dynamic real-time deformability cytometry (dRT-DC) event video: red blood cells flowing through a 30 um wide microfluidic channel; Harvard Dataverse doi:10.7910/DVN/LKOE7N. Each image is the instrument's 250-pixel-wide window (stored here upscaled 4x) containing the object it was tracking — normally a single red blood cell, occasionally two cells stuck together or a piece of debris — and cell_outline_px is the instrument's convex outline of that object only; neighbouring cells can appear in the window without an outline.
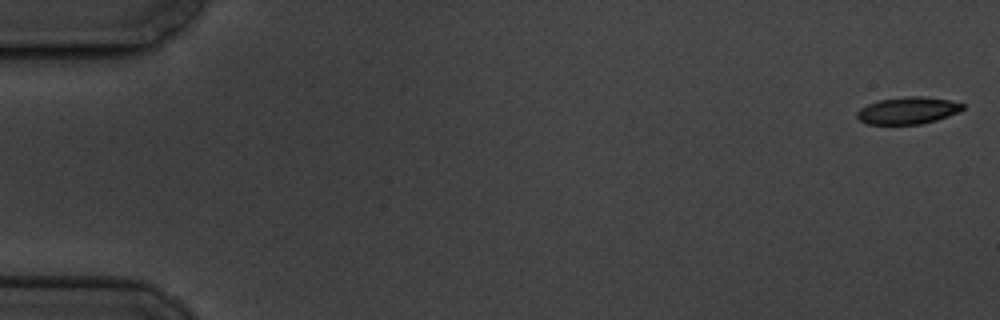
{"species": "common noctule bat (a hibernating species)", "species_latin": "Nyctalus noctula", "temperature_condition": "cold", "stored_images_in_passage": 6, "camera_frame_rate_fps": 3000, "um_per_image_px": 0.085, "animal": {"sex": "male", "body_mass_g": 19.5, "forearm_length_mm": 54.6}, "frame": {"image": 1, "passage_image": 1, "time_ms": 0.0, "image_size_px": [1000, 320], "cell_outline_px": [[964, 108], [960, 112], [936, 120], [920, 124], [868, 124], [860, 120], [856, 116], [856, 112], [860, 108], [868, 104], [880, 100], [908, 96], [920, 96], [952, 100], [964, 104]], "centroid_in_image_um": [77.19, 9.39], "position_along_channel_um": 7.8, "area_um2": 16.65}}